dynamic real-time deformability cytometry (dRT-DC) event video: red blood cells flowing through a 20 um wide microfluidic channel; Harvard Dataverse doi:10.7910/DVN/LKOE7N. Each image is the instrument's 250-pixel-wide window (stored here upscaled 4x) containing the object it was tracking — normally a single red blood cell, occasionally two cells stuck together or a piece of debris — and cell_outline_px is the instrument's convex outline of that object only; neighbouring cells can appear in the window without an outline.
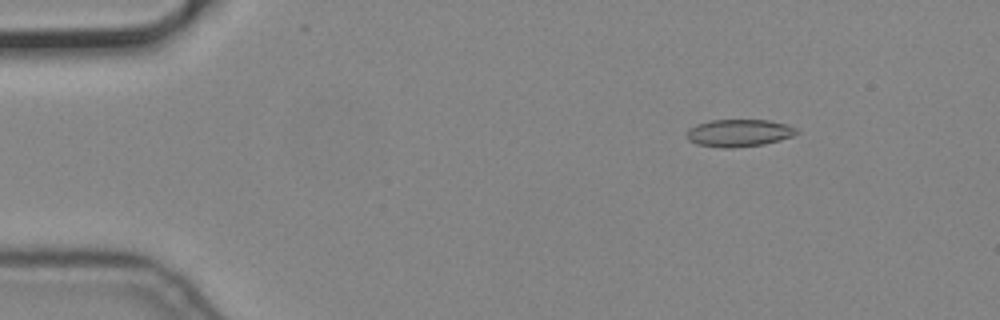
{"species": "common noctule bat (a hibernating species)", "species_latin": "Nyctalus noctula", "temperature_condition": "cold", "stored_images_in_passage": 56, "camera_frame_rate_fps": 3000, "um_per_image_px": 0.085, "animal": {"sex": "male", "body_mass_g": 19.2, "forearm_length_mm": 51.8}, "frame": {"image": 1, "passage_image": 8, "time_ms": 2.333, "image_size_px": [1000, 320], "cell_outline_px": [[800, 132], [792, 136], [780, 140], [764, 144], [732, 148], [724, 148], [696, 144], [688, 140], [688, 128], [696, 124], [712, 120], [768, 120], [784, 124], [796, 128]], "centroid_in_image_um": [62.8, 11.3], "position_along_channel_um": 22.2, "area_um2": 17.46}}
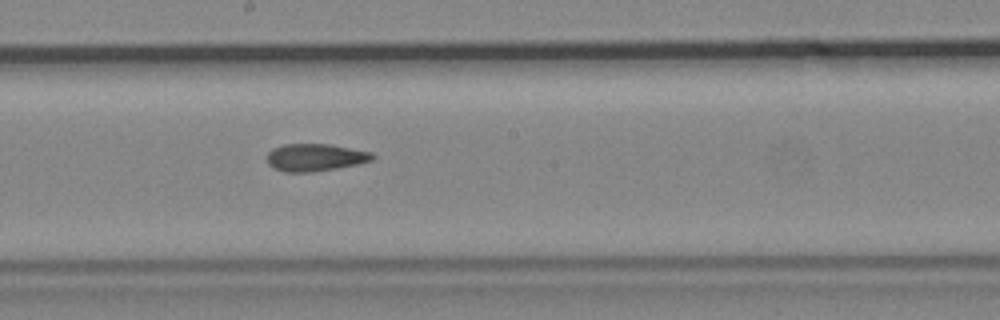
{"frame": {"image": 2, "passage_image": 31, "time_ms": 10.0, "image_size_px": [1000, 320], "cell_outline_px": [[376, 156], [372, 160], [356, 164], [336, 168], [312, 172], [284, 172], [272, 168], [268, 164], [268, 152], [272, 148], [284, 144], [328, 144], [372, 152]], "centroid_in_image_um": [26.76, 13.38], "position_along_channel_um": 221.4, "area_um2": 16.82}}
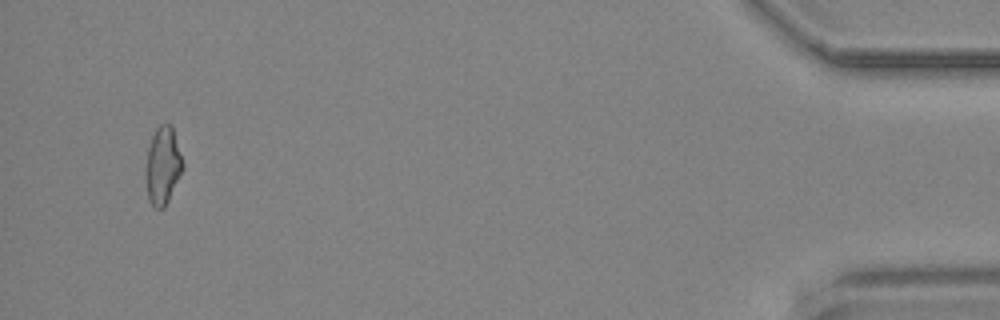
{"frame": {"image": 3, "passage_image": 54, "time_ms": 17.667, "image_size_px": [1000, 320], "cell_outline_px": [[184, 168], [164, 208], [156, 208], [148, 200], [148, 148], [152, 136], [156, 128], [160, 124], [172, 124], [184, 164]], "centroid_in_image_um": [13.89, 14.04], "position_along_channel_um": 421.3, "area_um2": 16.18}}